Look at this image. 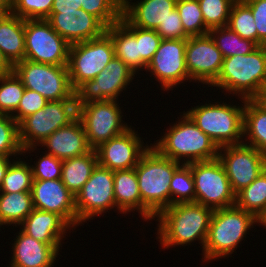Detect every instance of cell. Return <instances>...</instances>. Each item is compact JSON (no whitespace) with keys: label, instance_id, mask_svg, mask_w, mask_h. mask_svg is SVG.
Returning a JSON list of instances; mask_svg holds the SVG:
<instances>
[{"label":"cell","instance_id":"cell-1","mask_svg":"<svg viewBox=\"0 0 266 267\" xmlns=\"http://www.w3.org/2000/svg\"><path fill=\"white\" fill-rule=\"evenodd\" d=\"M213 212V209L196 202L164 208L155 216V221L159 222L156 239L164 250L177 245H191L197 240L204 249Z\"/></svg>","mask_w":266,"mask_h":267},{"label":"cell","instance_id":"cell-2","mask_svg":"<svg viewBox=\"0 0 266 267\" xmlns=\"http://www.w3.org/2000/svg\"><path fill=\"white\" fill-rule=\"evenodd\" d=\"M182 165L160 155L152 146L141 156L135 167L141 195V217L144 221L170 206V183Z\"/></svg>","mask_w":266,"mask_h":267},{"label":"cell","instance_id":"cell-3","mask_svg":"<svg viewBox=\"0 0 266 267\" xmlns=\"http://www.w3.org/2000/svg\"><path fill=\"white\" fill-rule=\"evenodd\" d=\"M172 125L166 128L167 132L156 143H150L160 155L182 164L218 158L219 147L197 127L185 111Z\"/></svg>","mask_w":266,"mask_h":267},{"label":"cell","instance_id":"cell-4","mask_svg":"<svg viewBox=\"0 0 266 267\" xmlns=\"http://www.w3.org/2000/svg\"><path fill=\"white\" fill-rule=\"evenodd\" d=\"M266 82V54L258 46L247 55H234L223 59L221 72L209 87H217L233 96L254 100ZM213 86V87H212Z\"/></svg>","mask_w":266,"mask_h":267},{"label":"cell","instance_id":"cell-5","mask_svg":"<svg viewBox=\"0 0 266 267\" xmlns=\"http://www.w3.org/2000/svg\"><path fill=\"white\" fill-rule=\"evenodd\" d=\"M255 224L257 218L236 205L214 210L202 250V261L210 262L229 257L249 234V230L255 228Z\"/></svg>","mask_w":266,"mask_h":267},{"label":"cell","instance_id":"cell-6","mask_svg":"<svg viewBox=\"0 0 266 267\" xmlns=\"http://www.w3.org/2000/svg\"><path fill=\"white\" fill-rule=\"evenodd\" d=\"M239 101L243 104L237 106L221 100L210 103L208 101L205 105L191 107L185 113L218 147L238 145L242 144L244 139L245 99L240 98Z\"/></svg>","mask_w":266,"mask_h":267},{"label":"cell","instance_id":"cell-7","mask_svg":"<svg viewBox=\"0 0 266 267\" xmlns=\"http://www.w3.org/2000/svg\"><path fill=\"white\" fill-rule=\"evenodd\" d=\"M77 117L76 99H64L48 101L42 109L24 118L19 123V139L23 156L37 151V147L48 136L57 129L69 125Z\"/></svg>","mask_w":266,"mask_h":267},{"label":"cell","instance_id":"cell-8","mask_svg":"<svg viewBox=\"0 0 266 267\" xmlns=\"http://www.w3.org/2000/svg\"><path fill=\"white\" fill-rule=\"evenodd\" d=\"M26 89L36 91L48 101L76 99L67 65H52L23 60L13 66Z\"/></svg>","mask_w":266,"mask_h":267},{"label":"cell","instance_id":"cell-9","mask_svg":"<svg viewBox=\"0 0 266 267\" xmlns=\"http://www.w3.org/2000/svg\"><path fill=\"white\" fill-rule=\"evenodd\" d=\"M114 56V46L106 32L100 37L71 44L67 68L73 89L94 79Z\"/></svg>","mask_w":266,"mask_h":267},{"label":"cell","instance_id":"cell-10","mask_svg":"<svg viewBox=\"0 0 266 267\" xmlns=\"http://www.w3.org/2000/svg\"><path fill=\"white\" fill-rule=\"evenodd\" d=\"M191 172L195 185V202L213 210L234 206L236 194L221 161L216 158L209 161L191 163Z\"/></svg>","mask_w":266,"mask_h":267},{"label":"cell","instance_id":"cell-11","mask_svg":"<svg viewBox=\"0 0 266 267\" xmlns=\"http://www.w3.org/2000/svg\"><path fill=\"white\" fill-rule=\"evenodd\" d=\"M119 100H105L77 105L87 141L92 149L125 132L131 127L122 119ZM123 121V122H122Z\"/></svg>","mask_w":266,"mask_h":267},{"label":"cell","instance_id":"cell-12","mask_svg":"<svg viewBox=\"0 0 266 267\" xmlns=\"http://www.w3.org/2000/svg\"><path fill=\"white\" fill-rule=\"evenodd\" d=\"M25 60L67 65L70 44L46 19L24 20Z\"/></svg>","mask_w":266,"mask_h":267},{"label":"cell","instance_id":"cell-13","mask_svg":"<svg viewBox=\"0 0 266 267\" xmlns=\"http://www.w3.org/2000/svg\"><path fill=\"white\" fill-rule=\"evenodd\" d=\"M77 226L93 220L96 216L113 209L116 211L114 196V171L97 164L89 180L75 196Z\"/></svg>","mask_w":266,"mask_h":267},{"label":"cell","instance_id":"cell-14","mask_svg":"<svg viewBox=\"0 0 266 267\" xmlns=\"http://www.w3.org/2000/svg\"><path fill=\"white\" fill-rule=\"evenodd\" d=\"M137 74L121 59L113 57L106 67L92 80L85 81L75 90L77 105L89 102L118 100L123 90Z\"/></svg>","mask_w":266,"mask_h":267},{"label":"cell","instance_id":"cell-15","mask_svg":"<svg viewBox=\"0 0 266 267\" xmlns=\"http://www.w3.org/2000/svg\"><path fill=\"white\" fill-rule=\"evenodd\" d=\"M186 39H162L145 71L159 82L163 91H169L189 82L185 61ZM187 80V81H186ZM179 84V85H178Z\"/></svg>","mask_w":266,"mask_h":267},{"label":"cell","instance_id":"cell-16","mask_svg":"<svg viewBox=\"0 0 266 267\" xmlns=\"http://www.w3.org/2000/svg\"><path fill=\"white\" fill-rule=\"evenodd\" d=\"M218 159L235 194L249 186L266 169V156L244 143L219 147Z\"/></svg>","mask_w":266,"mask_h":267},{"label":"cell","instance_id":"cell-17","mask_svg":"<svg viewBox=\"0 0 266 267\" xmlns=\"http://www.w3.org/2000/svg\"><path fill=\"white\" fill-rule=\"evenodd\" d=\"M223 59L209 34L186 39L185 61L190 82L211 86L221 72Z\"/></svg>","mask_w":266,"mask_h":267},{"label":"cell","instance_id":"cell-18","mask_svg":"<svg viewBox=\"0 0 266 267\" xmlns=\"http://www.w3.org/2000/svg\"><path fill=\"white\" fill-rule=\"evenodd\" d=\"M130 127L122 134L95 148L98 164L112 171L135 168L141 156L151 145H146L135 129ZM145 145V146H144Z\"/></svg>","mask_w":266,"mask_h":267},{"label":"cell","instance_id":"cell-19","mask_svg":"<svg viewBox=\"0 0 266 267\" xmlns=\"http://www.w3.org/2000/svg\"><path fill=\"white\" fill-rule=\"evenodd\" d=\"M31 195L34 209L58 214L75 230L77 227L75 196L61 179L33 180Z\"/></svg>","mask_w":266,"mask_h":267},{"label":"cell","instance_id":"cell-20","mask_svg":"<svg viewBox=\"0 0 266 267\" xmlns=\"http://www.w3.org/2000/svg\"><path fill=\"white\" fill-rule=\"evenodd\" d=\"M70 45L100 37L106 27L93 15L79 8L75 11H51L46 19Z\"/></svg>","mask_w":266,"mask_h":267},{"label":"cell","instance_id":"cell-21","mask_svg":"<svg viewBox=\"0 0 266 267\" xmlns=\"http://www.w3.org/2000/svg\"><path fill=\"white\" fill-rule=\"evenodd\" d=\"M18 233V235H17ZM11 245L8 267H53L62 244H47L28 236L21 229ZM61 246V248H60Z\"/></svg>","mask_w":266,"mask_h":267},{"label":"cell","instance_id":"cell-22","mask_svg":"<svg viewBox=\"0 0 266 267\" xmlns=\"http://www.w3.org/2000/svg\"><path fill=\"white\" fill-rule=\"evenodd\" d=\"M39 146L45 147L43 148L47 150L45 153L61 160L82 156L92 150L84 126L78 117L69 125L57 129Z\"/></svg>","mask_w":266,"mask_h":267},{"label":"cell","instance_id":"cell-23","mask_svg":"<svg viewBox=\"0 0 266 267\" xmlns=\"http://www.w3.org/2000/svg\"><path fill=\"white\" fill-rule=\"evenodd\" d=\"M139 1L134 3L132 0H123L122 15L133 26L153 30L170 16L177 3V0Z\"/></svg>","mask_w":266,"mask_h":267},{"label":"cell","instance_id":"cell-24","mask_svg":"<svg viewBox=\"0 0 266 267\" xmlns=\"http://www.w3.org/2000/svg\"><path fill=\"white\" fill-rule=\"evenodd\" d=\"M28 236L47 244H62L65 233L73 228L58 214L33 209L19 225Z\"/></svg>","mask_w":266,"mask_h":267},{"label":"cell","instance_id":"cell-25","mask_svg":"<svg viewBox=\"0 0 266 267\" xmlns=\"http://www.w3.org/2000/svg\"><path fill=\"white\" fill-rule=\"evenodd\" d=\"M0 49L13 66L25 59L24 19L10 12L0 15Z\"/></svg>","mask_w":266,"mask_h":267},{"label":"cell","instance_id":"cell-26","mask_svg":"<svg viewBox=\"0 0 266 267\" xmlns=\"http://www.w3.org/2000/svg\"><path fill=\"white\" fill-rule=\"evenodd\" d=\"M114 196L118 213L136 211L141 214V195L135 168L114 171Z\"/></svg>","mask_w":266,"mask_h":267},{"label":"cell","instance_id":"cell-27","mask_svg":"<svg viewBox=\"0 0 266 267\" xmlns=\"http://www.w3.org/2000/svg\"><path fill=\"white\" fill-rule=\"evenodd\" d=\"M243 137L244 144L266 156V110L255 99L245 100Z\"/></svg>","mask_w":266,"mask_h":267},{"label":"cell","instance_id":"cell-28","mask_svg":"<svg viewBox=\"0 0 266 267\" xmlns=\"http://www.w3.org/2000/svg\"><path fill=\"white\" fill-rule=\"evenodd\" d=\"M95 149L89 153L63 160L61 181L76 196L83 185L89 180L93 169L97 166Z\"/></svg>","mask_w":266,"mask_h":267},{"label":"cell","instance_id":"cell-29","mask_svg":"<svg viewBox=\"0 0 266 267\" xmlns=\"http://www.w3.org/2000/svg\"><path fill=\"white\" fill-rule=\"evenodd\" d=\"M105 32L112 40L115 57L139 75V42L135 35L120 20L106 28Z\"/></svg>","mask_w":266,"mask_h":267},{"label":"cell","instance_id":"cell-30","mask_svg":"<svg viewBox=\"0 0 266 267\" xmlns=\"http://www.w3.org/2000/svg\"><path fill=\"white\" fill-rule=\"evenodd\" d=\"M33 209L31 192L0 193V219L6 226H19Z\"/></svg>","mask_w":266,"mask_h":267},{"label":"cell","instance_id":"cell-31","mask_svg":"<svg viewBox=\"0 0 266 267\" xmlns=\"http://www.w3.org/2000/svg\"><path fill=\"white\" fill-rule=\"evenodd\" d=\"M235 205L258 218L266 211V169L236 194Z\"/></svg>","mask_w":266,"mask_h":267},{"label":"cell","instance_id":"cell-32","mask_svg":"<svg viewBox=\"0 0 266 267\" xmlns=\"http://www.w3.org/2000/svg\"><path fill=\"white\" fill-rule=\"evenodd\" d=\"M208 34L224 58L234 55H247L258 47L253 41L241 38L227 26L213 28L209 30Z\"/></svg>","mask_w":266,"mask_h":267},{"label":"cell","instance_id":"cell-33","mask_svg":"<svg viewBox=\"0 0 266 267\" xmlns=\"http://www.w3.org/2000/svg\"><path fill=\"white\" fill-rule=\"evenodd\" d=\"M18 159V160H17ZM33 177L30 163L16 158L8 167L0 193L31 192Z\"/></svg>","mask_w":266,"mask_h":267},{"label":"cell","instance_id":"cell-34","mask_svg":"<svg viewBox=\"0 0 266 267\" xmlns=\"http://www.w3.org/2000/svg\"><path fill=\"white\" fill-rule=\"evenodd\" d=\"M227 27L258 46V33L252 11L242 0H236L232 4Z\"/></svg>","mask_w":266,"mask_h":267},{"label":"cell","instance_id":"cell-35","mask_svg":"<svg viewBox=\"0 0 266 267\" xmlns=\"http://www.w3.org/2000/svg\"><path fill=\"white\" fill-rule=\"evenodd\" d=\"M176 9L188 37L208 34L198 0H177Z\"/></svg>","mask_w":266,"mask_h":267},{"label":"cell","instance_id":"cell-36","mask_svg":"<svg viewBox=\"0 0 266 267\" xmlns=\"http://www.w3.org/2000/svg\"><path fill=\"white\" fill-rule=\"evenodd\" d=\"M195 202V185L191 163L182 164L170 183V206L177 203Z\"/></svg>","mask_w":266,"mask_h":267},{"label":"cell","instance_id":"cell-37","mask_svg":"<svg viewBox=\"0 0 266 267\" xmlns=\"http://www.w3.org/2000/svg\"><path fill=\"white\" fill-rule=\"evenodd\" d=\"M0 114L12 115L18 108L25 87L14 71L0 75Z\"/></svg>","mask_w":266,"mask_h":267},{"label":"cell","instance_id":"cell-38","mask_svg":"<svg viewBox=\"0 0 266 267\" xmlns=\"http://www.w3.org/2000/svg\"><path fill=\"white\" fill-rule=\"evenodd\" d=\"M120 21L135 35L139 42V71H142L146 69L159 48L162 38L156 30L133 26L123 15Z\"/></svg>","mask_w":266,"mask_h":267},{"label":"cell","instance_id":"cell-39","mask_svg":"<svg viewBox=\"0 0 266 267\" xmlns=\"http://www.w3.org/2000/svg\"><path fill=\"white\" fill-rule=\"evenodd\" d=\"M22 152L19 124L11 115L0 114V156L18 157Z\"/></svg>","mask_w":266,"mask_h":267},{"label":"cell","instance_id":"cell-40","mask_svg":"<svg viewBox=\"0 0 266 267\" xmlns=\"http://www.w3.org/2000/svg\"><path fill=\"white\" fill-rule=\"evenodd\" d=\"M123 0H82L81 9L95 16L106 28L121 20Z\"/></svg>","mask_w":266,"mask_h":267},{"label":"cell","instance_id":"cell-41","mask_svg":"<svg viewBox=\"0 0 266 267\" xmlns=\"http://www.w3.org/2000/svg\"><path fill=\"white\" fill-rule=\"evenodd\" d=\"M236 0H198L206 28L226 27L232 4Z\"/></svg>","mask_w":266,"mask_h":267},{"label":"cell","instance_id":"cell-42","mask_svg":"<svg viewBox=\"0 0 266 267\" xmlns=\"http://www.w3.org/2000/svg\"><path fill=\"white\" fill-rule=\"evenodd\" d=\"M54 0H9V12L24 19H47Z\"/></svg>","mask_w":266,"mask_h":267},{"label":"cell","instance_id":"cell-43","mask_svg":"<svg viewBox=\"0 0 266 267\" xmlns=\"http://www.w3.org/2000/svg\"><path fill=\"white\" fill-rule=\"evenodd\" d=\"M41 155L34 165L30 163L33 180L61 179L63 160L47 153Z\"/></svg>","mask_w":266,"mask_h":267},{"label":"cell","instance_id":"cell-44","mask_svg":"<svg viewBox=\"0 0 266 267\" xmlns=\"http://www.w3.org/2000/svg\"><path fill=\"white\" fill-rule=\"evenodd\" d=\"M47 102L48 100L38 92L25 88L20 104L11 117L19 124L27 116L42 109Z\"/></svg>","mask_w":266,"mask_h":267},{"label":"cell","instance_id":"cell-45","mask_svg":"<svg viewBox=\"0 0 266 267\" xmlns=\"http://www.w3.org/2000/svg\"><path fill=\"white\" fill-rule=\"evenodd\" d=\"M156 32L162 39H187L177 9H174L170 16L157 27Z\"/></svg>","mask_w":266,"mask_h":267},{"label":"cell","instance_id":"cell-46","mask_svg":"<svg viewBox=\"0 0 266 267\" xmlns=\"http://www.w3.org/2000/svg\"><path fill=\"white\" fill-rule=\"evenodd\" d=\"M252 11L258 33V46L266 38V0H242Z\"/></svg>","mask_w":266,"mask_h":267},{"label":"cell","instance_id":"cell-47","mask_svg":"<svg viewBox=\"0 0 266 267\" xmlns=\"http://www.w3.org/2000/svg\"><path fill=\"white\" fill-rule=\"evenodd\" d=\"M81 6L82 0H54L51 11H75Z\"/></svg>","mask_w":266,"mask_h":267},{"label":"cell","instance_id":"cell-48","mask_svg":"<svg viewBox=\"0 0 266 267\" xmlns=\"http://www.w3.org/2000/svg\"><path fill=\"white\" fill-rule=\"evenodd\" d=\"M13 158V159H11ZM18 157H5L0 156V187L3 182V178L5 177L6 171L9 167V165Z\"/></svg>","mask_w":266,"mask_h":267},{"label":"cell","instance_id":"cell-49","mask_svg":"<svg viewBox=\"0 0 266 267\" xmlns=\"http://www.w3.org/2000/svg\"><path fill=\"white\" fill-rule=\"evenodd\" d=\"M13 71V65L7 60L0 49V75L8 74Z\"/></svg>","mask_w":266,"mask_h":267},{"label":"cell","instance_id":"cell-50","mask_svg":"<svg viewBox=\"0 0 266 267\" xmlns=\"http://www.w3.org/2000/svg\"><path fill=\"white\" fill-rule=\"evenodd\" d=\"M9 13V0H0V15Z\"/></svg>","mask_w":266,"mask_h":267},{"label":"cell","instance_id":"cell-51","mask_svg":"<svg viewBox=\"0 0 266 267\" xmlns=\"http://www.w3.org/2000/svg\"><path fill=\"white\" fill-rule=\"evenodd\" d=\"M257 224L266 228V211L257 218Z\"/></svg>","mask_w":266,"mask_h":267},{"label":"cell","instance_id":"cell-52","mask_svg":"<svg viewBox=\"0 0 266 267\" xmlns=\"http://www.w3.org/2000/svg\"><path fill=\"white\" fill-rule=\"evenodd\" d=\"M255 100L266 110V97H256Z\"/></svg>","mask_w":266,"mask_h":267},{"label":"cell","instance_id":"cell-53","mask_svg":"<svg viewBox=\"0 0 266 267\" xmlns=\"http://www.w3.org/2000/svg\"><path fill=\"white\" fill-rule=\"evenodd\" d=\"M259 47L262 49V51L266 54V38L261 41Z\"/></svg>","mask_w":266,"mask_h":267},{"label":"cell","instance_id":"cell-54","mask_svg":"<svg viewBox=\"0 0 266 267\" xmlns=\"http://www.w3.org/2000/svg\"><path fill=\"white\" fill-rule=\"evenodd\" d=\"M257 97H266V82L263 86L261 93Z\"/></svg>","mask_w":266,"mask_h":267},{"label":"cell","instance_id":"cell-55","mask_svg":"<svg viewBox=\"0 0 266 267\" xmlns=\"http://www.w3.org/2000/svg\"><path fill=\"white\" fill-rule=\"evenodd\" d=\"M4 223L2 222V220L0 219V228H1V226H3V229H4ZM1 230V229H0Z\"/></svg>","mask_w":266,"mask_h":267}]
</instances>
